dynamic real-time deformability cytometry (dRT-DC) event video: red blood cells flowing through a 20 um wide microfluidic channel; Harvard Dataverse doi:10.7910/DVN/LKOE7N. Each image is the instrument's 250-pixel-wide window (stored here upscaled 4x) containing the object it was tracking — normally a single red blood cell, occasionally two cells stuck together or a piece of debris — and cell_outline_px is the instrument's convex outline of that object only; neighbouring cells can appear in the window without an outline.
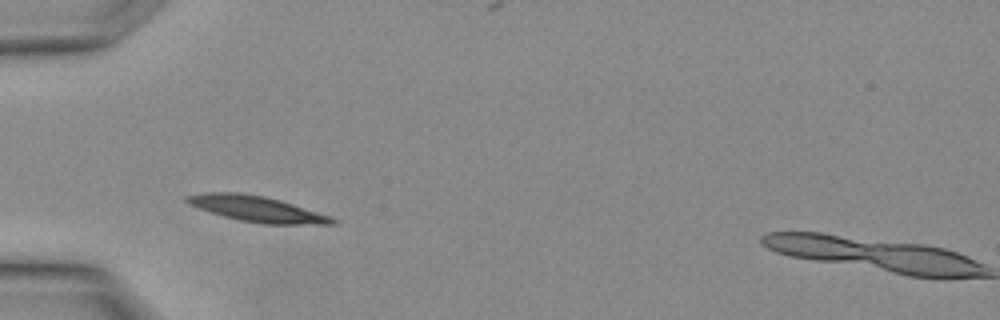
{"species": "Egyptian fruit bat (a non-hibernating species)", "species_latin": "Rousettus aegyptiacus", "temperature_condition": "warm", "stored_images_in_passage": 6, "camera_frame_rate_fps": 3000, "um_per_image_px": 0.085, "animal": {"sex": "female"}, "frame": {"image": 1, "passage_image": 1, "time_ms": 0.0, "image_size_px": [1000, 320], "cell_outline_px": [[336, 224], [264, 224], [240, 220], [224, 216], [188, 204], [184, 200], [184, 196], [208, 192], [240, 192], [264, 196], [280, 200], [328, 216], [336, 220]], "centroid_in_image_um": [21.78, 17.74], "position_along_channel_um": 63.2, "area_um2": 21.39}}
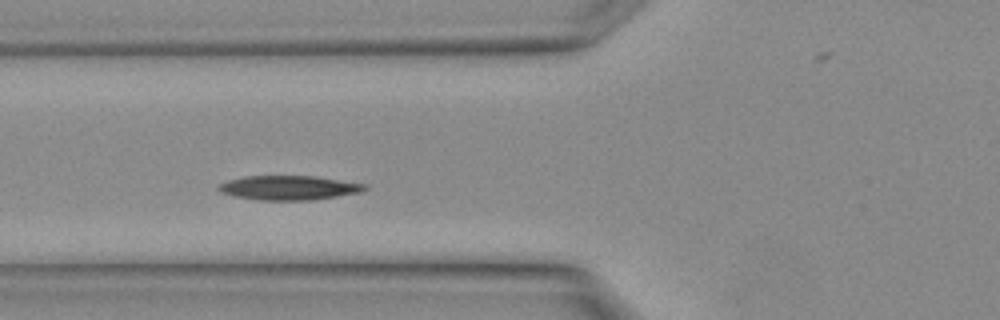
{"frame": {"image": 2, "passage_image": 3, "time_ms": 0.667, "image_size_px": [1000, 320], "cell_outline_px": [[368, 188], [360, 192], [312, 200], [256, 200], [232, 196], [220, 192], [216, 188], [220, 184], [228, 180], [244, 176], [312, 176], [364, 184]], "centroid_in_image_um": [24.47, 15.96], "position_along_channel_um": 101.3, "area_um2": 20.58}}
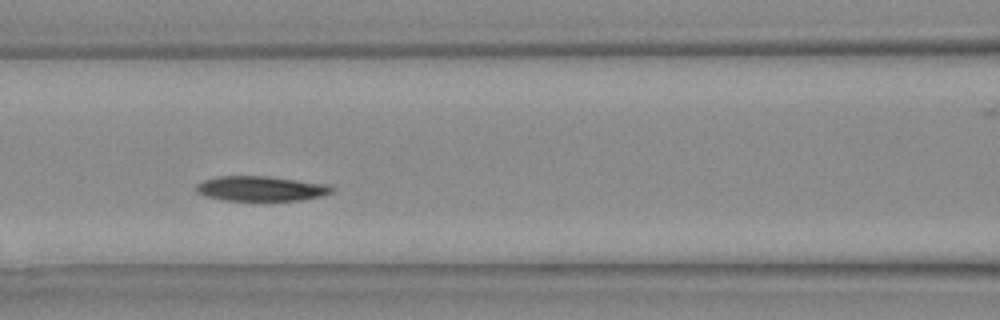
{"frame": {"image": 3, "passage_image": 5, "time_ms": 1.333, "image_size_px": [1000, 320], "cell_outline_px": [[332, 192], [320, 196], [304, 200], [224, 200], [208, 196], [196, 192], [196, 184], [204, 180], [216, 176], [268, 176], [328, 184], [332, 188]], "centroid_in_image_um": [22.16, 16.02], "position_along_channel_um": 144.4, "area_um2": 19.54}}